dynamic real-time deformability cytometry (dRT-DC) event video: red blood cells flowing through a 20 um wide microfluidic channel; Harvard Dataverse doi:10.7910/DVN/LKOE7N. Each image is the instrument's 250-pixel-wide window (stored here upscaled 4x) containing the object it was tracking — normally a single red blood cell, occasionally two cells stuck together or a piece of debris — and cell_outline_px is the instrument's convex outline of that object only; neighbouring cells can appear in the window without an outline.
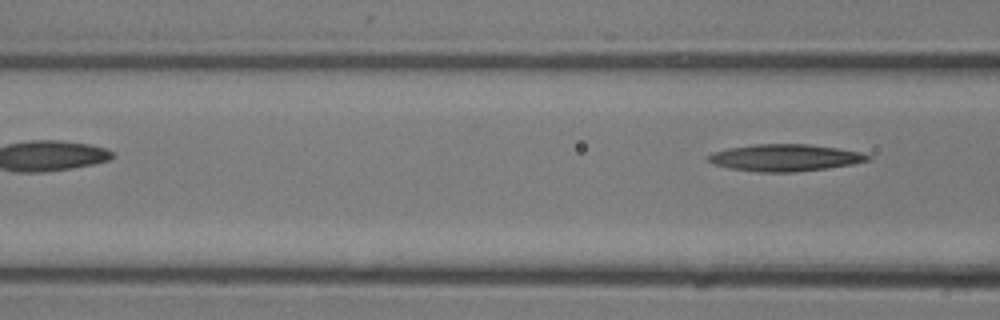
{"species": "common noctule bat (a hibernating species)", "species_latin": "Nyctalus noctula", "temperature_condition": "room temperature", "stored_images_in_passage": 7, "segment_of_instrument_passage": [2, 2], "camera_frame_rate_fps": 3000, "um_per_image_px": 0.085, "animal": {"sex": "male", "body_mass_g": 13.3}, "frame": {"image": 1, "passage_image": 7, "time_ms": 2.0, "image_size_px": [1000, 320], "cell_outline_px": [[872, 156], [868, 160], [852, 164], [828, 168], [792, 172], [756, 172], [728, 168], [716, 164], [708, 160], [708, 156], [712, 152], [728, 148], [756, 144], [808, 144], [836, 148], [860, 152]], "centroid_in_image_um": [66.71, 13.4], "position_along_channel_um": 99.9, "area_um2": 24.85}}